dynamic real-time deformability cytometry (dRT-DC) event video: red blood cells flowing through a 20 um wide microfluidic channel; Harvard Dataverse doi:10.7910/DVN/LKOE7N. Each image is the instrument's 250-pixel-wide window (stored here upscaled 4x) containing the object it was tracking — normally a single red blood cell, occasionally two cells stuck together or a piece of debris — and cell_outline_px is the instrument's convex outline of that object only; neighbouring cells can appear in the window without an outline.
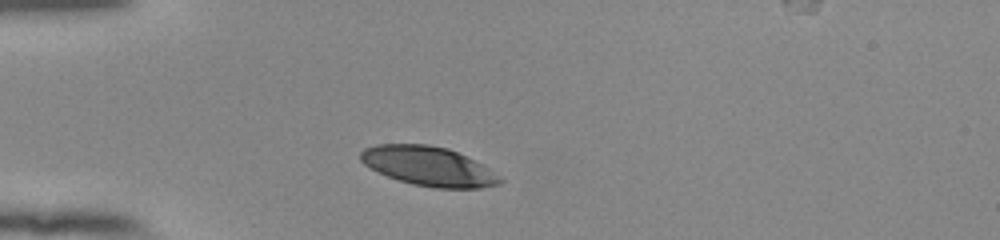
{"species": "human", "species_latin": "Homo sapiens", "temperature_condition": "room temperature", "stored_images_in_passage": 32, "camera_frame_rate_fps": 3000, "um_per_image_px": 0.085, "donor": {"sex": "female"}, "frame": {"image": 1, "passage_image": 1, "time_ms": 0.0, "image_size_px": [1000, 240], "cell_outline_px": [[504, 180], [500, 184], [480, 188], [432, 188], [412, 184], [376, 172], [364, 164], [360, 160], [360, 152], [364, 148], [376, 144], [428, 144], [448, 148], [484, 164], [500, 176]], "centroid_in_image_um": [36.44, 14.13], "position_along_channel_um": 48.6, "area_um2": 32.19}}
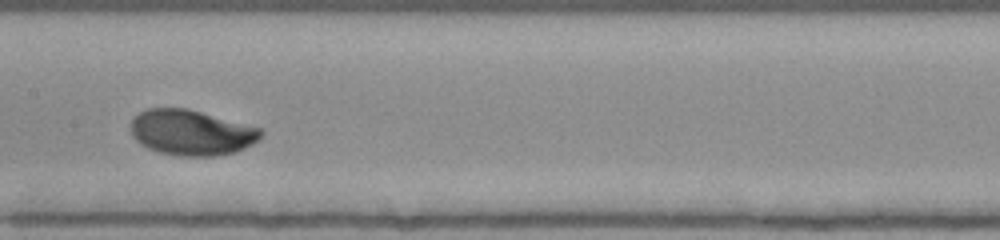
{"frame": {"image": 2, "passage_image": 14, "time_ms": 4.333, "image_size_px": [1000, 240], "cell_outline_px": [[264, 132], [260, 140], [236, 152], [216, 156], [180, 156], [160, 152], [148, 148], [140, 144], [132, 136], [132, 120], [140, 112], [148, 108], [188, 108], [260, 128]], "centroid_in_image_um": [16.29, 11.27], "position_along_channel_um": 191.1, "area_um2": 34.45}}
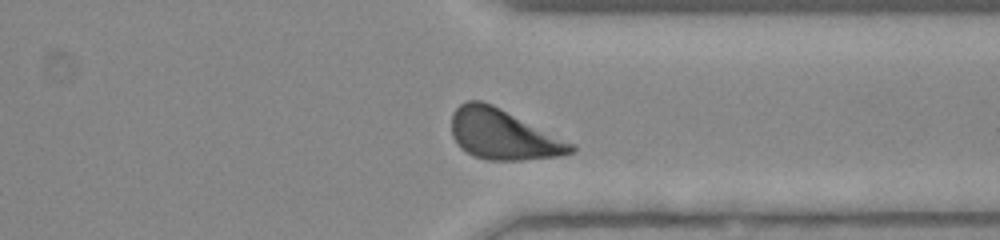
{"frame": {"image": 3, "passage_image": 28, "time_ms": 9.0, "image_size_px": [1000, 240], "cell_outline_px": [[576, 152], [560, 156], [520, 160], [488, 160], [472, 156], [460, 148], [456, 144], [452, 136], [452, 112], [464, 100], [480, 100], [492, 104], [572, 144], [576, 148]], "centroid_in_image_um": [42.69, 11.44], "position_along_channel_um": 368.7, "area_um2": 34.68}, "authors_computed_cell_mechanics": {"area_um2": 33.9864, "velocity_mm_per_s": 3.7911, "shape_relaxation_time_tau1_ms": 2.5148, "shape_relaxation_time_tau2_ms": null, "deformation_change_tau1": 0.1662, "deformation_change_tau2": null}}